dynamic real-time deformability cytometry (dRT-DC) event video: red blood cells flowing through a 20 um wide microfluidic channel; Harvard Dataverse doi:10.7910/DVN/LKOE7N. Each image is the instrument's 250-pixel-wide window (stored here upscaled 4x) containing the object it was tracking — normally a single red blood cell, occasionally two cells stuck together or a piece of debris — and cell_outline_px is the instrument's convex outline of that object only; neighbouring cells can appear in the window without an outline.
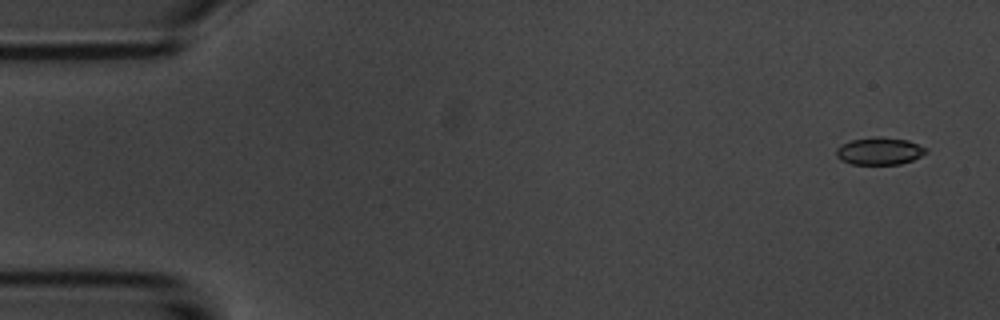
{"species": "common noctule bat (a hibernating species)", "species_latin": "Nyctalus noctula", "temperature_condition": "room temperature", "stored_images_in_passage": 4, "camera_frame_rate_fps": 3000, "um_per_image_px": 0.085, "animal": {"sex": "male", "body_mass_g": 20.1, "forearm_length_mm": 53.5}, "frame": {"image": 1, "passage_image": 1, "time_ms": 0.0, "image_size_px": [1000, 320], "cell_outline_px": [[928, 152], [912, 160], [900, 164], [852, 164], [840, 160], [836, 156], [836, 148], [852, 140], [876, 136], [880, 136], [908, 140], [928, 148]], "centroid_in_image_um": [74.77, 12.84], "position_along_channel_um": 10.2, "area_um2": 14.33}}
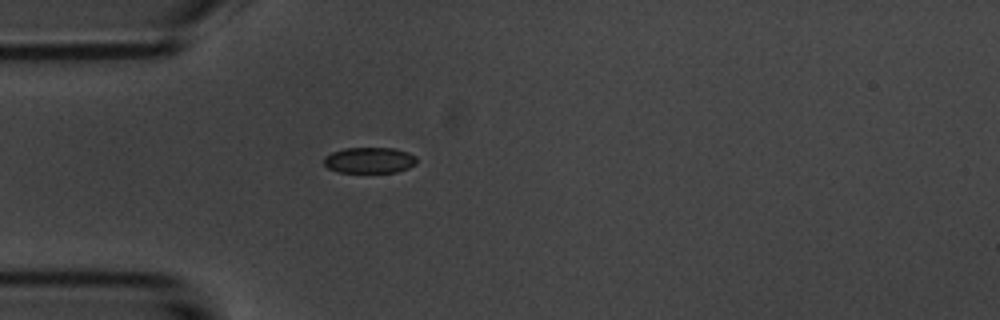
{"frame": {"image": 2, "passage_image": 4, "time_ms": 4.333, "image_size_px": [1000, 320], "cell_outline_px": [[416, 164], [408, 168], [396, 172], [336, 172], [328, 168], [324, 164], [324, 156], [332, 152], [344, 148], [392, 148], [408, 152], [416, 156]], "centroid_in_image_um": [31.39, 13.62], "position_along_channel_um": 53.6, "area_um2": 14.05}}